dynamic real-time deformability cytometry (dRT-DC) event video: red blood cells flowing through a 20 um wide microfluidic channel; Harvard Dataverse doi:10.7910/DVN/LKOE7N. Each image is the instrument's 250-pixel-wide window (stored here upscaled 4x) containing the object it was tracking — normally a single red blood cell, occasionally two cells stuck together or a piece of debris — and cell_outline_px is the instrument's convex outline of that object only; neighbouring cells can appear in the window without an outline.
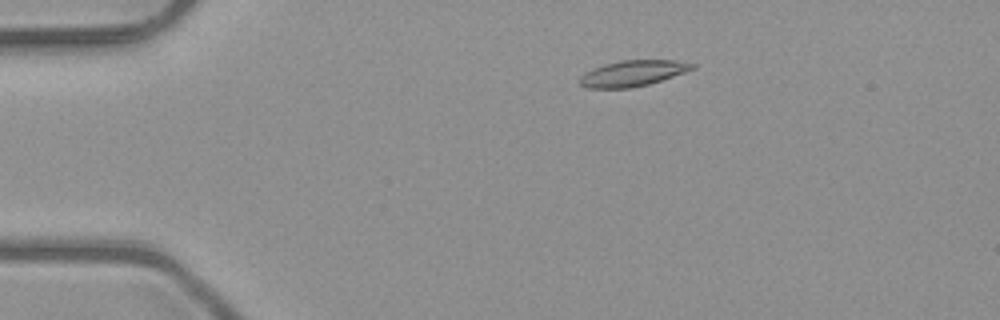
{"species": "common noctule bat (a hibernating species)", "species_latin": "Nyctalus noctula", "temperature_condition": "room temperature", "stored_images_in_passage": 51, "camera_frame_rate_fps": 3000, "um_per_image_px": 0.085, "animal": {"sex": "male", "body_mass_g": 23.1, "forearm_length_mm": 52.7}, "frame": {"image": 1, "passage_image": 10, "time_ms": 3.0, "image_size_px": [1000, 320], "cell_outline_px": [[696, 68], [648, 84], [628, 88], [588, 88], [580, 84], [580, 76], [584, 72], [592, 68], [604, 64], [620, 60], [676, 60], [696, 64]], "centroid_in_image_um": [53.76, 6.22], "position_along_channel_um": 31.2, "area_um2": 16.88}}
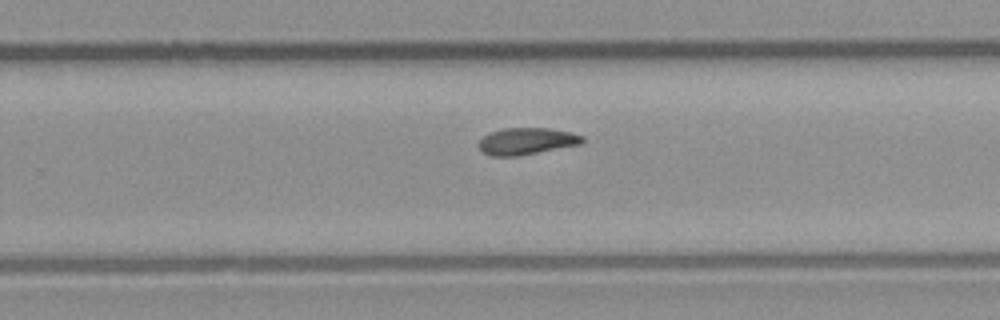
{"frame": {"image": 2, "passage_image": 33, "time_ms": 10.667, "image_size_px": [1000, 320], "cell_outline_px": [[584, 144], [516, 156], [492, 156], [484, 152], [476, 144], [488, 132], [504, 128], [548, 128], [572, 132], [584, 136]], "centroid_in_image_um": [44.79, 11.99], "position_along_channel_um": 285.0, "area_um2": 16.36}}
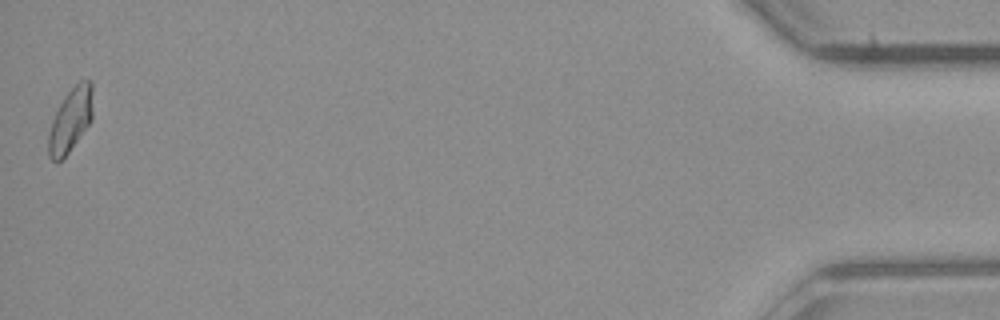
{"frame": {"image": 3, "passage_image": 51, "time_ms": 16.667, "image_size_px": [1000, 320], "cell_outline_px": [[92, 120], [68, 152], [56, 164], [48, 156], [48, 132], [52, 120], [64, 96], [80, 80], [92, 80]], "centroid_in_image_um": [5.98, 10.2], "position_along_channel_um": 429.2, "area_um2": 16.42}, "authors_computed_cell_mechanics": {"area_um2": 16.5308, "velocity_mm_per_s": 4.0402, "shape_relaxation_time_tau1_ms": 6.2994, "shape_relaxation_time_tau2_ms": 5.7019, "deformation_change_tau1": 0.1501, "deformation_change_tau2": 0.1147}}